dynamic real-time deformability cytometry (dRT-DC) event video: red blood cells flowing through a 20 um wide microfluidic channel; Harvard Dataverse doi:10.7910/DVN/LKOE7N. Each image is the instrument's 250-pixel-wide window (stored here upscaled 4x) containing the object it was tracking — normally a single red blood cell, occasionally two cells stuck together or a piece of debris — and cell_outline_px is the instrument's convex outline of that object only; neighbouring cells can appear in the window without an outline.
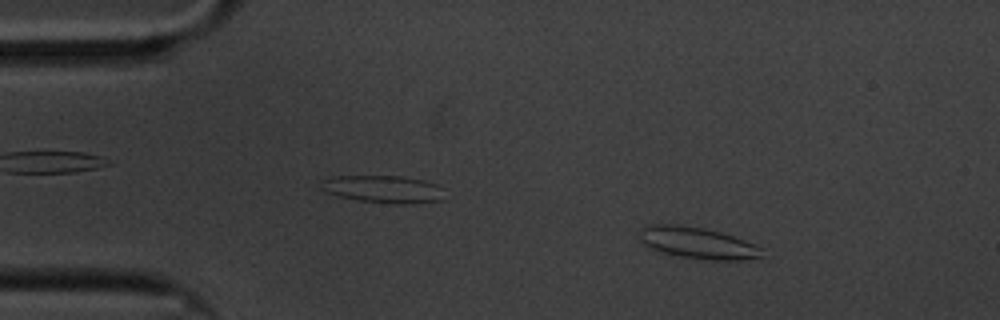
{"species": "common noctule bat (a hibernating species)", "species_latin": "Nyctalus noctula", "temperature_condition": "cold", "stored_images_in_passage": 58, "camera_frame_rate_fps": 3000, "um_per_image_px": 0.085, "animal": {"sex": "male", "body_mass_g": 20.1, "forearm_length_mm": 53.5}, "frame": {"image": 1, "passage_image": 8, "time_ms": 2.333, "image_size_px": [1000, 320], "cell_outline_px": [[764, 260], [712, 260], [680, 256], [660, 252], [644, 244], [640, 236], [644, 228], [648, 224], [676, 224], [704, 228], [720, 232], [744, 240], [760, 248]], "centroid_in_image_um": [59.36, 20.66], "position_along_channel_um": 25.6, "area_um2": 22.31}}
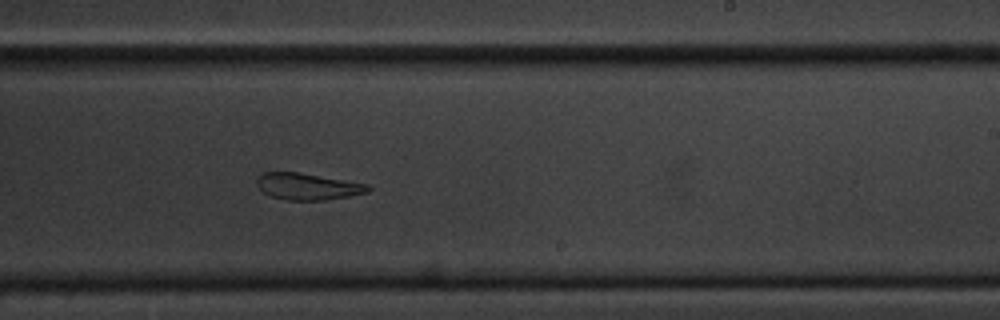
{"frame": {"image": 2, "passage_image": 35, "time_ms": 11.333, "image_size_px": [1000, 320], "cell_outline_px": [[372, 188], [368, 192], [348, 196], [324, 200], [284, 200], [272, 196], [264, 192], [256, 184], [256, 180], [264, 172], [300, 172], [368, 184]], "centroid_in_image_um": [26.16, 15.85], "position_along_channel_um": 262.8, "area_um2": 17.17}}
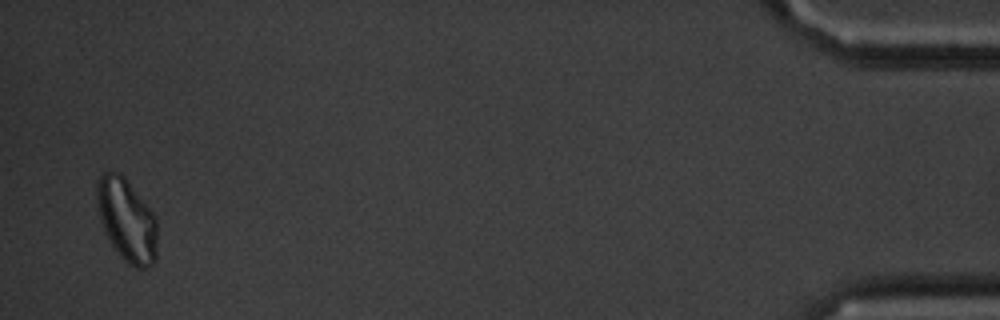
{"frame": {"image": 3, "passage_image": 57, "time_ms": 18.667, "image_size_px": [1000, 320], "cell_outline_px": [[156, 260], [148, 268], [136, 268], [128, 264], [112, 248], [104, 232], [100, 220], [96, 204], [96, 180], [104, 172], [120, 172], [124, 176], [156, 216]], "centroid_in_image_um": [10.75, 18.72], "position_along_channel_um": 424.5, "area_um2": 29.59}, "authors_computed_cell_mechanics": {"area_um2": 21.097, "velocity_mm_per_s": 3.345, "shape_relaxation_time_tau1_ms": null, "shape_relaxation_time_tau2_ms": 5.7489, "deformation_change_tau1": null, "deformation_change_tau2": 0.1522}}